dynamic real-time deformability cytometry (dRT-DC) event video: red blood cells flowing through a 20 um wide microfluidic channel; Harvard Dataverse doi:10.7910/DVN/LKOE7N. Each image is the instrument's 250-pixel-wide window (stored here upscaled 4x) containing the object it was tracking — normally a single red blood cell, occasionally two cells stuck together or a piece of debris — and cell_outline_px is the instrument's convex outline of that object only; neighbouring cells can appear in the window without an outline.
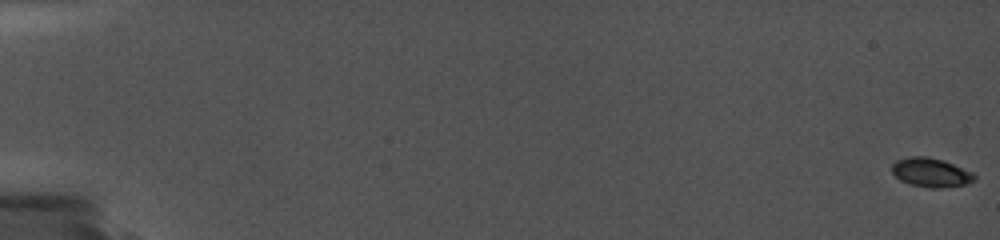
{"species": "common noctule bat (a hibernating species)", "species_latin": "Nyctalus noctula", "temperature_condition": "cold", "stored_images_in_passage": 32, "camera_frame_rate_fps": 5000, "um_per_image_px": 0.085, "animal": {"sex": "female", "body_mass_g": 19.0, "forearm_length_mm": 56.7}, "frame": {"image": 1, "passage_image": 1, "time_ms": 0.0, "image_size_px": [1000, 240], "cell_outline_px": [[976, 180], [964, 184], [936, 188], [928, 188], [908, 184], [900, 180], [892, 172], [892, 164], [896, 160], [908, 156], [928, 156], [944, 160], [972, 172], [976, 176]], "centroid_in_image_um": [79.1, 14.65], "position_along_channel_um": 5.9, "area_um2": 14.05}}
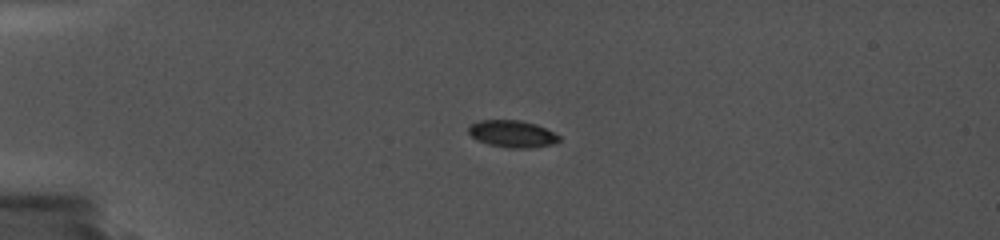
{"frame": {"image": 2, "passage_image": 18, "time_ms": 5.2, "image_size_px": [1000, 240], "cell_outline_px": [[560, 140], [552, 144], [528, 148], [508, 148], [488, 144], [476, 140], [468, 132], [468, 128], [472, 124], [480, 120], [520, 120], [536, 124], [560, 136]], "centroid_in_image_um": [43.52, 11.38], "position_along_channel_um": 41.5, "area_um2": 14.16}}
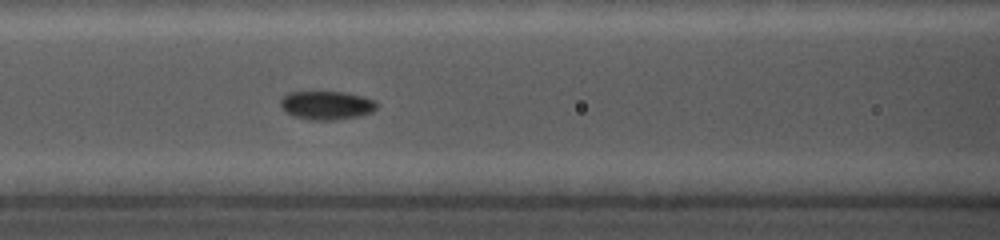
{"frame": {"image": 3, "passage_image": 29, "time_ms": 9.0, "image_size_px": [1000, 240], "cell_outline_px": [[376, 108], [372, 112], [360, 116], [336, 120], [308, 120], [292, 116], [284, 112], [280, 108], [280, 100], [288, 92], [344, 92], [364, 96], [376, 100]], "centroid_in_image_um": [27.74, 8.96], "position_along_channel_um": 138.9, "area_um2": 16.36}}